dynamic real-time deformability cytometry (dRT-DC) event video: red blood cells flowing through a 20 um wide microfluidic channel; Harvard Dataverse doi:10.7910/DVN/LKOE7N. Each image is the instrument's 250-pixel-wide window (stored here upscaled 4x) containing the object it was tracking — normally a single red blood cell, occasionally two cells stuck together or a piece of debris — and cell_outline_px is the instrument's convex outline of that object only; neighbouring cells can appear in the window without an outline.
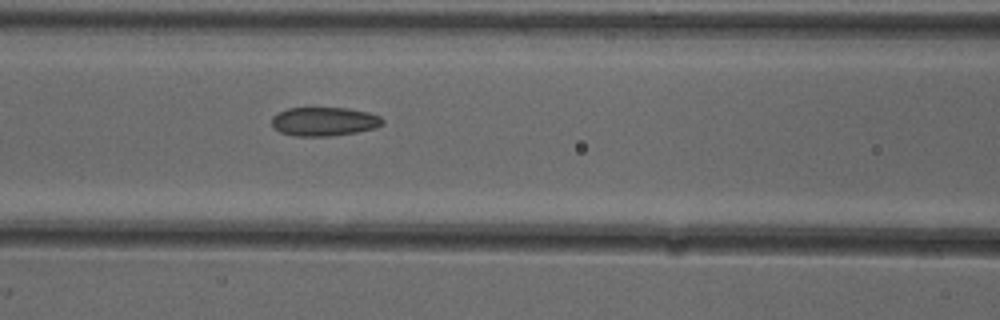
{"species": "common noctule bat (a hibernating species)", "species_latin": "Nyctalus noctula", "temperature_condition": "cold", "stored_images_in_passage": 5, "camera_frame_rate_fps": 3000, "um_per_image_px": 0.085, "animal": {"sex": "female"}, "frame": {"image": 1, "passage_image": 5, "time_ms": 1.333, "image_size_px": [1000, 320], "cell_outline_px": [[384, 124], [376, 128], [356, 132], [332, 136], [292, 136], [280, 132], [272, 124], [272, 116], [288, 108], [344, 108], [368, 112], [380, 116], [384, 120]], "centroid_in_image_um": [27.58, 10.33], "position_along_channel_um": 139.0, "area_um2": 18.61}}